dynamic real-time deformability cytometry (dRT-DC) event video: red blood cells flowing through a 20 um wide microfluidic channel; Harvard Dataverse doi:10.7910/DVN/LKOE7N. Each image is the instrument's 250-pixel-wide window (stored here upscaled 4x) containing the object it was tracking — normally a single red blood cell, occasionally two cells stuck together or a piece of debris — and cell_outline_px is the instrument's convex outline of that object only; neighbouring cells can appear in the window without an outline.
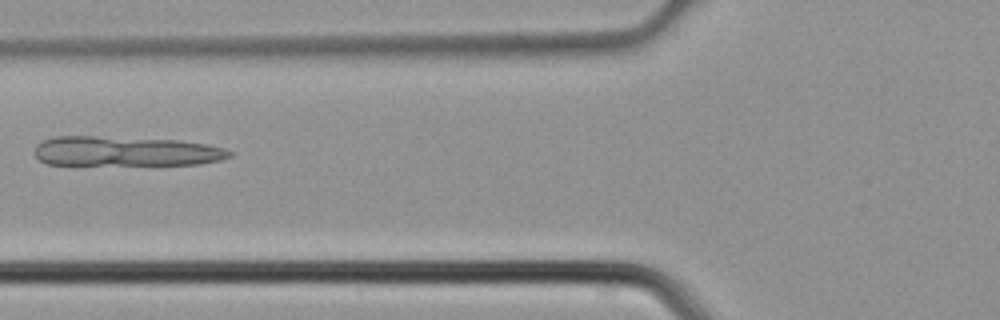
{"species": "common noctule bat (a hibernating species)", "species_latin": "Nyctalus noctula", "temperature_condition": "cold", "stored_images_in_passage": 4, "camera_frame_rate_fps": 3000, "um_per_image_px": 0.085, "animal": {"sex": "male", "body_mass_g": 21.5, "forearm_length_mm": 52.0}, "frame": {"image": 1, "passage_image": 4, "time_ms": 1.0, "image_size_px": [1000, 320], "cell_outline_px": [[236, 152], [232, 156], [220, 160], [200, 164], [48, 164], [40, 160], [36, 156], [36, 144], [44, 140], [56, 136], [92, 136], [180, 140], [208, 144], [224, 148]], "centroid_in_image_um": [10.75, 12.85], "position_along_channel_um": 115.0, "area_um2": 33.7}}